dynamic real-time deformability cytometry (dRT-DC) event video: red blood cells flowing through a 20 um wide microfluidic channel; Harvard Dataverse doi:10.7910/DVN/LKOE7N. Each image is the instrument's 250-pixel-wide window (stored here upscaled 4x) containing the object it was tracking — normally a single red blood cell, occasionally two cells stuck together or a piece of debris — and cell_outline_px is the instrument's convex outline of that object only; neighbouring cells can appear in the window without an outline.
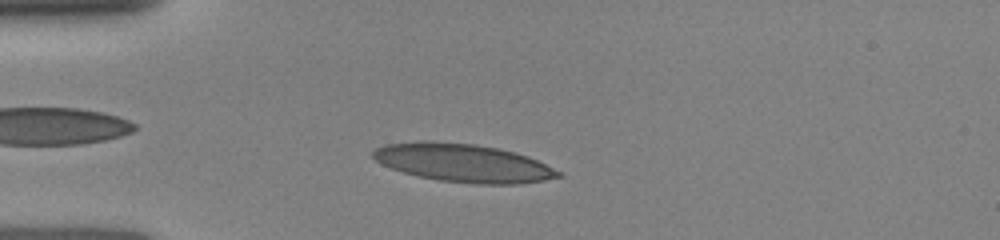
{"species": "human", "species_latin": "Homo sapiens", "temperature_condition": "room temperature", "stored_images_in_passage": 30, "camera_frame_rate_fps": 3000, "um_per_image_px": 0.085, "donor": {"sex": "female"}, "frame": {"image": 1, "passage_image": 8, "time_ms": 2.667, "image_size_px": [1000, 240], "cell_outline_px": [[564, 176], [544, 180], [516, 184], [476, 184], [440, 180], [420, 176], [404, 172], [380, 164], [372, 156], [372, 152], [376, 148], [384, 144], [420, 140], [424, 140], [476, 144], [500, 148], [528, 156], [564, 172]], "centroid_in_image_um": [39.39, 13.84], "position_along_channel_um": 45.6, "area_um2": 41.44}}
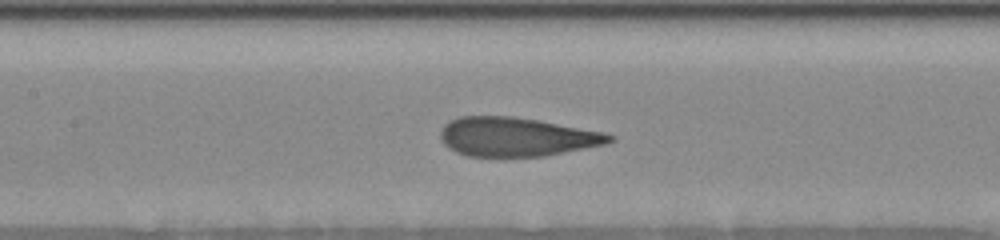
{"frame": {"image": 2, "passage_image": 17, "time_ms": 6.0, "image_size_px": [1000, 240], "cell_outline_px": [[616, 140], [608, 144], [544, 156], [468, 156], [456, 152], [448, 148], [440, 140], [440, 128], [448, 120], [460, 116], [512, 116], [536, 120], [604, 132], [616, 136]], "centroid_in_image_um": [43.89, 11.63], "position_along_channel_um": 163.5, "area_um2": 38.61}}
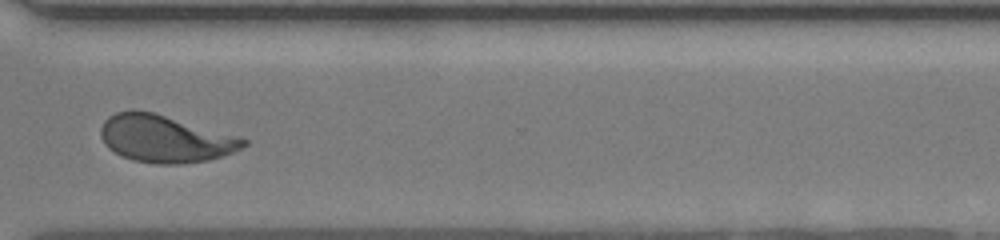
{"frame": {"image": 3, "passage_image": 28, "time_ms": 10.667, "image_size_px": [1000, 240], "cell_outline_px": [[248, 144], [224, 156], [208, 160], [180, 164], [156, 164], [132, 160], [108, 148], [104, 144], [100, 136], [100, 128], [104, 120], [108, 116], [116, 112], [132, 108], [156, 112], [236, 136], [248, 140]], "centroid_in_image_um": [13.98, 11.77], "position_along_channel_um": 356.6, "area_um2": 39.54}}